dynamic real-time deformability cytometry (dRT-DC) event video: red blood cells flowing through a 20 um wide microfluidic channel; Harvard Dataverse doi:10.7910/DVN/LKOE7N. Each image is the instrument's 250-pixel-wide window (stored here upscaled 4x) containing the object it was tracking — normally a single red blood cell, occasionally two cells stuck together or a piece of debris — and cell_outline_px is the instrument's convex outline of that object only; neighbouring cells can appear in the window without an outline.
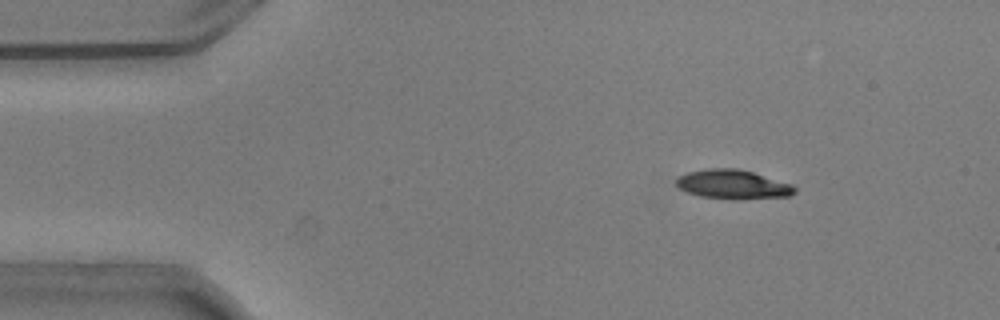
{"species": "common noctule bat (a hibernating species)", "species_latin": "Nyctalus noctula", "temperature_condition": "warm", "stored_images_in_passage": 54, "camera_frame_rate_fps": 3000, "um_per_image_px": 0.085, "animal": {"sex": "male", "body_mass_g": 20.5, "forearm_length_mm": 52.5}, "frame": {"image": 1, "passage_image": 8, "time_ms": 2.333, "image_size_px": [1000, 320], "cell_outline_px": [[796, 192], [788, 196], [736, 200], [700, 196], [688, 192], [680, 188], [676, 184], [676, 176], [688, 172], [708, 168], [736, 168], [752, 172], [792, 184], [796, 188]], "centroid_in_image_um": [62.29, 15.67], "position_along_channel_um": 22.7, "area_um2": 20.17}}
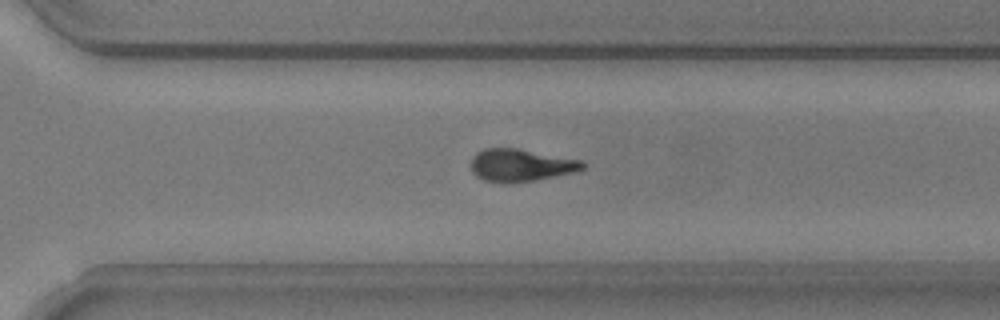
{"frame": {"image": 2, "passage_image": 38, "time_ms": 12.333, "image_size_px": [1000, 320], "cell_outline_px": [[588, 164], [584, 168], [572, 172], [536, 180], [508, 184], [484, 180], [476, 176], [472, 172], [468, 164], [472, 156], [476, 152], [484, 148], [516, 148], [580, 160]], "centroid_in_image_um": [44.18, 14.05], "position_along_channel_um": 326.4, "area_um2": 21.33}}
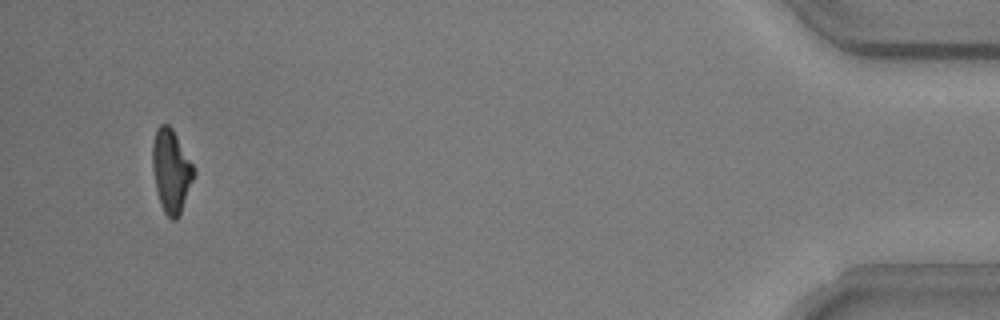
{"frame": {"image": 3, "passage_image": 52, "time_ms": 17.0, "image_size_px": [1000, 320], "cell_outline_px": [[196, 172], [180, 216], [176, 220], [172, 220], [164, 212], [160, 204], [156, 188], [152, 168], [152, 144], [156, 128], [160, 124], [168, 124], [172, 128], [192, 164]], "centroid_in_image_um": [14.54, 14.54], "position_along_channel_um": 420.7, "area_um2": 20.06}, "authors_computed_cell_mechanics": {"area_um2": 21.2415, "velocity_mm_per_s": 3.7446, "shape_relaxation_time_tau1_ms": 3.8195, "shape_relaxation_time_tau2_ms": 3.2493, "deformation_change_tau1": 0.1742, "deformation_change_tau2": 0.0868}}